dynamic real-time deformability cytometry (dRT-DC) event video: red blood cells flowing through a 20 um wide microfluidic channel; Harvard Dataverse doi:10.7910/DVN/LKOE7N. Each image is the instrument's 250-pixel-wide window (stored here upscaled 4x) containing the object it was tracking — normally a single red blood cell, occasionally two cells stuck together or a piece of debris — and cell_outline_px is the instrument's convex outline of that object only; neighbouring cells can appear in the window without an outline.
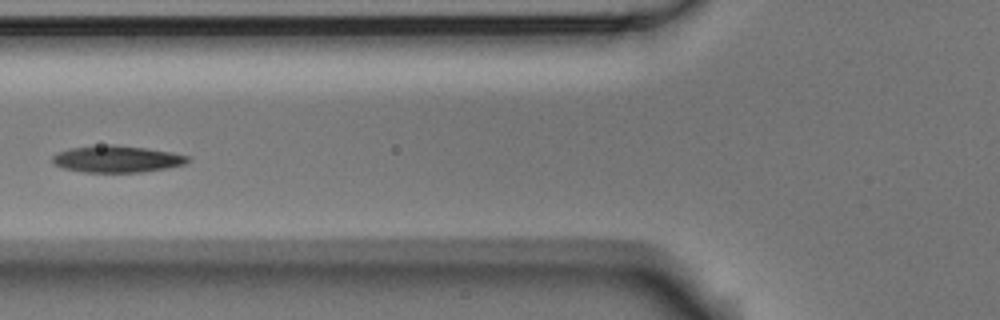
{"species": "Egyptian fruit bat (a non-hibernating species)", "species_latin": "Rousettus aegyptiacus", "temperature_condition": "room temperature", "stored_images_in_passage": 7, "camera_frame_rate_fps": 3000, "um_per_image_px": 0.085, "animal": {"sex": "male"}, "frame": {"image": 1, "passage_image": 7, "time_ms": 2.0, "image_size_px": [1000, 320], "cell_outline_px": [[192, 160], [184, 164], [164, 168], [140, 172], [84, 172], [64, 168], [52, 164], [52, 156], [56, 152], [68, 148], [108, 144], [112, 144], [148, 148], [172, 152], [188, 156]], "centroid_in_image_um": [9.9, 13.5], "position_along_channel_um": 115.9, "area_um2": 21.21}}